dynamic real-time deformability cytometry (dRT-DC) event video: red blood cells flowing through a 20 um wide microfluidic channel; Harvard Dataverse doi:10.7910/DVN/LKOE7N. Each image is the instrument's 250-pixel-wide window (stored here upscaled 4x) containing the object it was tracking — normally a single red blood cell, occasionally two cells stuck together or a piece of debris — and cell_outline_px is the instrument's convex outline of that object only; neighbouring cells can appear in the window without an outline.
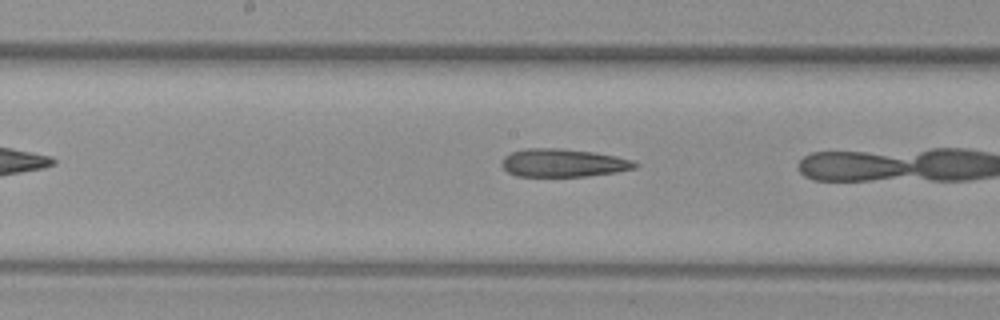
{"species": "common noctule bat (a hibernating species)", "species_latin": "Nyctalus noctula", "temperature_condition": "warm", "stored_images_in_passage": 10, "camera_frame_rate_fps": 3000, "um_per_image_px": 0.085, "animal": {"sex": "female", "body_mass_g": 29.2, "forearm_length_mm": 56.3}, "frame": {"image": 1, "passage_image": 9, "time_ms": 2.667, "image_size_px": [1000, 320], "cell_outline_px": [[640, 164], [636, 168], [616, 172], [588, 176], [516, 176], [508, 172], [500, 164], [504, 156], [512, 152], [524, 148], [560, 148], [592, 152], [616, 156], [632, 160]], "centroid_in_image_um": [47.87, 13.84], "position_along_channel_um": 200.3, "area_um2": 21.85}}